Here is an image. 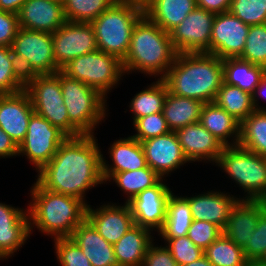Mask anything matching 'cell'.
I'll return each instance as SVG.
<instances>
[{
    "label": "cell",
    "mask_w": 266,
    "mask_h": 266,
    "mask_svg": "<svg viewBox=\"0 0 266 266\" xmlns=\"http://www.w3.org/2000/svg\"><path fill=\"white\" fill-rule=\"evenodd\" d=\"M11 47L0 46V95L13 94L25 88L14 78Z\"/></svg>",
    "instance_id": "cell-44"
},
{
    "label": "cell",
    "mask_w": 266,
    "mask_h": 266,
    "mask_svg": "<svg viewBox=\"0 0 266 266\" xmlns=\"http://www.w3.org/2000/svg\"><path fill=\"white\" fill-rule=\"evenodd\" d=\"M63 3L55 0H26L18 12L19 27L54 33L65 22Z\"/></svg>",
    "instance_id": "cell-20"
},
{
    "label": "cell",
    "mask_w": 266,
    "mask_h": 266,
    "mask_svg": "<svg viewBox=\"0 0 266 266\" xmlns=\"http://www.w3.org/2000/svg\"><path fill=\"white\" fill-rule=\"evenodd\" d=\"M261 265L266 266V254L262 258V260L259 262Z\"/></svg>",
    "instance_id": "cell-55"
},
{
    "label": "cell",
    "mask_w": 266,
    "mask_h": 266,
    "mask_svg": "<svg viewBox=\"0 0 266 266\" xmlns=\"http://www.w3.org/2000/svg\"><path fill=\"white\" fill-rule=\"evenodd\" d=\"M215 164L247 192L241 200H266V157L239 145L224 146Z\"/></svg>",
    "instance_id": "cell-7"
},
{
    "label": "cell",
    "mask_w": 266,
    "mask_h": 266,
    "mask_svg": "<svg viewBox=\"0 0 266 266\" xmlns=\"http://www.w3.org/2000/svg\"><path fill=\"white\" fill-rule=\"evenodd\" d=\"M142 266H178L166 246H157L151 243Z\"/></svg>",
    "instance_id": "cell-48"
},
{
    "label": "cell",
    "mask_w": 266,
    "mask_h": 266,
    "mask_svg": "<svg viewBox=\"0 0 266 266\" xmlns=\"http://www.w3.org/2000/svg\"><path fill=\"white\" fill-rule=\"evenodd\" d=\"M18 29V14L0 10V46L11 47Z\"/></svg>",
    "instance_id": "cell-47"
},
{
    "label": "cell",
    "mask_w": 266,
    "mask_h": 266,
    "mask_svg": "<svg viewBox=\"0 0 266 266\" xmlns=\"http://www.w3.org/2000/svg\"><path fill=\"white\" fill-rule=\"evenodd\" d=\"M104 183L115 182L123 193L126 194L128 203L141 191L155 186L162 178L148 165L135 171H124L119 173H102Z\"/></svg>",
    "instance_id": "cell-32"
},
{
    "label": "cell",
    "mask_w": 266,
    "mask_h": 266,
    "mask_svg": "<svg viewBox=\"0 0 266 266\" xmlns=\"http://www.w3.org/2000/svg\"><path fill=\"white\" fill-rule=\"evenodd\" d=\"M143 15L144 7L126 1H115L91 22L98 50L123 61L130 48L133 28Z\"/></svg>",
    "instance_id": "cell-5"
},
{
    "label": "cell",
    "mask_w": 266,
    "mask_h": 266,
    "mask_svg": "<svg viewBox=\"0 0 266 266\" xmlns=\"http://www.w3.org/2000/svg\"><path fill=\"white\" fill-rule=\"evenodd\" d=\"M203 102L196 99L177 96L167 92L163 115L170 131H176L186 125L199 122Z\"/></svg>",
    "instance_id": "cell-29"
},
{
    "label": "cell",
    "mask_w": 266,
    "mask_h": 266,
    "mask_svg": "<svg viewBox=\"0 0 266 266\" xmlns=\"http://www.w3.org/2000/svg\"><path fill=\"white\" fill-rule=\"evenodd\" d=\"M183 266H213V264L206 258L205 255H203L198 260H195L189 264L183 265Z\"/></svg>",
    "instance_id": "cell-53"
},
{
    "label": "cell",
    "mask_w": 266,
    "mask_h": 266,
    "mask_svg": "<svg viewBox=\"0 0 266 266\" xmlns=\"http://www.w3.org/2000/svg\"><path fill=\"white\" fill-rule=\"evenodd\" d=\"M26 0H0V10L18 14Z\"/></svg>",
    "instance_id": "cell-52"
},
{
    "label": "cell",
    "mask_w": 266,
    "mask_h": 266,
    "mask_svg": "<svg viewBox=\"0 0 266 266\" xmlns=\"http://www.w3.org/2000/svg\"><path fill=\"white\" fill-rule=\"evenodd\" d=\"M259 96L261 98L264 97V99L266 98V74L263 76L260 84L257 86V88L255 89V92L252 95L255 109L258 111H266L265 107L258 105L259 104L258 100L260 99Z\"/></svg>",
    "instance_id": "cell-51"
},
{
    "label": "cell",
    "mask_w": 266,
    "mask_h": 266,
    "mask_svg": "<svg viewBox=\"0 0 266 266\" xmlns=\"http://www.w3.org/2000/svg\"><path fill=\"white\" fill-rule=\"evenodd\" d=\"M222 230L213 223L193 220L187 236L203 251L209 247L221 234Z\"/></svg>",
    "instance_id": "cell-45"
},
{
    "label": "cell",
    "mask_w": 266,
    "mask_h": 266,
    "mask_svg": "<svg viewBox=\"0 0 266 266\" xmlns=\"http://www.w3.org/2000/svg\"><path fill=\"white\" fill-rule=\"evenodd\" d=\"M28 208L30 234L33 227L53 239L71 237L86 219L87 205L80 199L42 188L37 182L30 189ZM33 225V226H32Z\"/></svg>",
    "instance_id": "cell-3"
},
{
    "label": "cell",
    "mask_w": 266,
    "mask_h": 266,
    "mask_svg": "<svg viewBox=\"0 0 266 266\" xmlns=\"http://www.w3.org/2000/svg\"><path fill=\"white\" fill-rule=\"evenodd\" d=\"M94 135L67 137L37 173L44 189L85 201V192L103 184L102 152Z\"/></svg>",
    "instance_id": "cell-1"
},
{
    "label": "cell",
    "mask_w": 266,
    "mask_h": 266,
    "mask_svg": "<svg viewBox=\"0 0 266 266\" xmlns=\"http://www.w3.org/2000/svg\"><path fill=\"white\" fill-rule=\"evenodd\" d=\"M232 0H196V6L212 12L220 14L228 12L231 7Z\"/></svg>",
    "instance_id": "cell-49"
},
{
    "label": "cell",
    "mask_w": 266,
    "mask_h": 266,
    "mask_svg": "<svg viewBox=\"0 0 266 266\" xmlns=\"http://www.w3.org/2000/svg\"><path fill=\"white\" fill-rule=\"evenodd\" d=\"M24 210L0 203V260L19 251L30 237L28 208Z\"/></svg>",
    "instance_id": "cell-19"
},
{
    "label": "cell",
    "mask_w": 266,
    "mask_h": 266,
    "mask_svg": "<svg viewBox=\"0 0 266 266\" xmlns=\"http://www.w3.org/2000/svg\"><path fill=\"white\" fill-rule=\"evenodd\" d=\"M120 1L135 3V4H138L142 7H144L150 0H120Z\"/></svg>",
    "instance_id": "cell-54"
},
{
    "label": "cell",
    "mask_w": 266,
    "mask_h": 266,
    "mask_svg": "<svg viewBox=\"0 0 266 266\" xmlns=\"http://www.w3.org/2000/svg\"><path fill=\"white\" fill-rule=\"evenodd\" d=\"M141 144L147 165L162 179L189 162L174 131L141 141Z\"/></svg>",
    "instance_id": "cell-16"
},
{
    "label": "cell",
    "mask_w": 266,
    "mask_h": 266,
    "mask_svg": "<svg viewBox=\"0 0 266 266\" xmlns=\"http://www.w3.org/2000/svg\"><path fill=\"white\" fill-rule=\"evenodd\" d=\"M164 241L178 266L189 264L204 255V251L197 247L187 235L164 239Z\"/></svg>",
    "instance_id": "cell-41"
},
{
    "label": "cell",
    "mask_w": 266,
    "mask_h": 266,
    "mask_svg": "<svg viewBox=\"0 0 266 266\" xmlns=\"http://www.w3.org/2000/svg\"><path fill=\"white\" fill-rule=\"evenodd\" d=\"M214 13L199 7L172 29L170 39L177 53H210Z\"/></svg>",
    "instance_id": "cell-12"
},
{
    "label": "cell",
    "mask_w": 266,
    "mask_h": 266,
    "mask_svg": "<svg viewBox=\"0 0 266 266\" xmlns=\"http://www.w3.org/2000/svg\"><path fill=\"white\" fill-rule=\"evenodd\" d=\"M265 211V201L239 200L231 210L223 234L243 248L250 242L257 222Z\"/></svg>",
    "instance_id": "cell-23"
},
{
    "label": "cell",
    "mask_w": 266,
    "mask_h": 266,
    "mask_svg": "<svg viewBox=\"0 0 266 266\" xmlns=\"http://www.w3.org/2000/svg\"><path fill=\"white\" fill-rule=\"evenodd\" d=\"M86 220L112 245L135 225L127 202L122 206L116 203L103 204L97 209L88 205Z\"/></svg>",
    "instance_id": "cell-17"
},
{
    "label": "cell",
    "mask_w": 266,
    "mask_h": 266,
    "mask_svg": "<svg viewBox=\"0 0 266 266\" xmlns=\"http://www.w3.org/2000/svg\"><path fill=\"white\" fill-rule=\"evenodd\" d=\"M56 67L61 70L76 57L98 49L91 23L66 21L52 33Z\"/></svg>",
    "instance_id": "cell-11"
},
{
    "label": "cell",
    "mask_w": 266,
    "mask_h": 266,
    "mask_svg": "<svg viewBox=\"0 0 266 266\" xmlns=\"http://www.w3.org/2000/svg\"><path fill=\"white\" fill-rule=\"evenodd\" d=\"M11 49L26 58L39 75L60 71L55 63L52 33L19 27Z\"/></svg>",
    "instance_id": "cell-13"
},
{
    "label": "cell",
    "mask_w": 266,
    "mask_h": 266,
    "mask_svg": "<svg viewBox=\"0 0 266 266\" xmlns=\"http://www.w3.org/2000/svg\"><path fill=\"white\" fill-rule=\"evenodd\" d=\"M196 7V0H150L144 14L165 32L180 24Z\"/></svg>",
    "instance_id": "cell-28"
},
{
    "label": "cell",
    "mask_w": 266,
    "mask_h": 266,
    "mask_svg": "<svg viewBox=\"0 0 266 266\" xmlns=\"http://www.w3.org/2000/svg\"><path fill=\"white\" fill-rule=\"evenodd\" d=\"M34 113L29 94L22 90L0 95V128L19 146L27 134Z\"/></svg>",
    "instance_id": "cell-18"
},
{
    "label": "cell",
    "mask_w": 266,
    "mask_h": 266,
    "mask_svg": "<svg viewBox=\"0 0 266 266\" xmlns=\"http://www.w3.org/2000/svg\"><path fill=\"white\" fill-rule=\"evenodd\" d=\"M177 54L170 34L144 14L133 28L130 48L122 61L124 73L137 71L163 80Z\"/></svg>",
    "instance_id": "cell-4"
},
{
    "label": "cell",
    "mask_w": 266,
    "mask_h": 266,
    "mask_svg": "<svg viewBox=\"0 0 266 266\" xmlns=\"http://www.w3.org/2000/svg\"><path fill=\"white\" fill-rule=\"evenodd\" d=\"M67 77L81 81L99 91L107 93L117 86L124 73L122 61L100 50L87 53L71 60L60 70Z\"/></svg>",
    "instance_id": "cell-8"
},
{
    "label": "cell",
    "mask_w": 266,
    "mask_h": 266,
    "mask_svg": "<svg viewBox=\"0 0 266 266\" xmlns=\"http://www.w3.org/2000/svg\"><path fill=\"white\" fill-rule=\"evenodd\" d=\"M245 24H266V0H232L229 10Z\"/></svg>",
    "instance_id": "cell-39"
},
{
    "label": "cell",
    "mask_w": 266,
    "mask_h": 266,
    "mask_svg": "<svg viewBox=\"0 0 266 266\" xmlns=\"http://www.w3.org/2000/svg\"><path fill=\"white\" fill-rule=\"evenodd\" d=\"M24 90L29 94L36 114L48 120L67 137L81 135L70 124L59 82V71L37 76Z\"/></svg>",
    "instance_id": "cell-9"
},
{
    "label": "cell",
    "mask_w": 266,
    "mask_h": 266,
    "mask_svg": "<svg viewBox=\"0 0 266 266\" xmlns=\"http://www.w3.org/2000/svg\"><path fill=\"white\" fill-rule=\"evenodd\" d=\"M238 145L266 157V111H253L240 123Z\"/></svg>",
    "instance_id": "cell-34"
},
{
    "label": "cell",
    "mask_w": 266,
    "mask_h": 266,
    "mask_svg": "<svg viewBox=\"0 0 266 266\" xmlns=\"http://www.w3.org/2000/svg\"><path fill=\"white\" fill-rule=\"evenodd\" d=\"M224 68V82L239 87L243 91L253 95L266 74L265 67L252 64L240 58L222 59Z\"/></svg>",
    "instance_id": "cell-30"
},
{
    "label": "cell",
    "mask_w": 266,
    "mask_h": 266,
    "mask_svg": "<svg viewBox=\"0 0 266 266\" xmlns=\"http://www.w3.org/2000/svg\"><path fill=\"white\" fill-rule=\"evenodd\" d=\"M191 208L193 220L206 221L215 224L224 230L232 208L241 200V197L230 193L208 191L191 197L185 196Z\"/></svg>",
    "instance_id": "cell-22"
},
{
    "label": "cell",
    "mask_w": 266,
    "mask_h": 266,
    "mask_svg": "<svg viewBox=\"0 0 266 266\" xmlns=\"http://www.w3.org/2000/svg\"><path fill=\"white\" fill-rule=\"evenodd\" d=\"M192 221L188 200L172 192L167 202L166 220L158 235L163 239L186 236Z\"/></svg>",
    "instance_id": "cell-31"
},
{
    "label": "cell",
    "mask_w": 266,
    "mask_h": 266,
    "mask_svg": "<svg viewBox=\"0 0 266 266\" xmlns=\"http://www.w3.org/2000/svg\"><path fill=\"white\" fill-rule=\"evenodd\" d=\"M175 133L189 163L204 160L214 164L224 148L199 122L186 125Z\"/></svg>",
    "instance_id": "cell-21"
},
{
    "label": "cell",
    "mask_w": 266,
    "mask_h": 266,
    "mask_svg": "<svg viewBox=\"0 0 266 266\" xmlns=\"http://www.w3.org/2000/svg\"><path fill=\"white\" fill-rule=\"evenodd\" d=\"M54 243L57 260L61 266H92L71 237L56 238Z\"/></svg>",
    "instance_id": "cell-42"
},
{
    "label": "cell",
    "mask_w": 266,
    "mask_h": 266,
    "mask_svg": "<svg viewBox=\"0 0 266 266\" xmlns=\"http://www.w3.org/2000/svg\"><path fill=\"white\" fill-rule=\"evenodd\" d=\"M249 28L230 11L216 14L212 25L210 54L220 59L239 57L244 50Z\"/></svg>",
    "instance_id": "cell-15"
},
{
    "label": "cell",
    "mask_w": 266,
    "mask_h": 266,
    "mask_svg": "<svg viewBox=\"0 0 266 266\" xmlns=\"http://www.w3.org/2000/svg\"><path fill=\"white\" fill-rule=\"evenodd\" d=\"M213 266H248L243 248L229 240L223 233L204 250Z\"/></svg>",
    "instance_id": "cell-36"
},
{
    "label": "cell",
    "mask_w": 266,
    "mask_h": 266,
    "mask_svg": "<svg viewBox=\"0 0 266 266\" xmlns=\"http://www.w3.org/2000/svg\"><path fill=\"white\" fill-rule=\"evenodd\" d=\"M55 1H58V2H61V3H63V2H64V0H55Z\"/></svg>",
    "instance_id": "cell-57"
},
{
    "label": "cell",
    "mask_w": 266,
    "mask_h": 266,
    "mask_svg": "<svg viewBox=\"0 0 266 266\" xmlns=\"http://www.w3.org/2000/svg\"><path fill=\"white\" fill-rule=\"evenodd\" d=\"M245 42L238 58L266 67V24L251 25Z\"/></svg>",
    "instance_id": "cell-38"
},
{
    "label": "cell",
    "mask_w": 266,
    "mask_h": 266,
    "mask_svg": "<svg viewBox=\"0 0 266 266\" xmlns=\"http://www.w3.org/2000/svg\"><path fill=\"white\" fill-rule=\"evenodd\" d=\"M109 153L113 163L108 164L102 154V173L135 171L147 166L141 142L131 136L115 140Z\"/></svg>",
    "instance_id": "cell-25"
},
{
    "label": "cell",
    "mask_w": 266,
    "mask_h": 266,
    "mask_svg": "<svg viewBox=\"0 0 266 266\" xmlns=\"http://www.w3.org/2000/svg\"><path fill=\"white\" fill-rule=\"evenodd\" d=\"M71 238L77 243L92 266H119L114 247L85 219Z\"/></svg>",
    "instance_id": "cell-24"
},
{
    "label": "cell",
    "mask_w": 266,
    "mask_h": 266,
    "mask_svg": "<svg viewBox=\"0 0 266 266\" xmlns=\"http://www.w3.org/2000/svg\"><path fill=\"white\" fill-rule=\"evenodd\" d=\"M151 232L148 228L134 225L113 245L119 266H142L154 241Z\"/></svg>",
    "instance_id": "cell-27"
},
{
    "label": "cell",
    "mask_w": 266,
    "mask_h": 266,
    "mask_svg": "<svg viewBox=\"0 0 266 266\" xmlns=\"http://www.w3.org/2000/svg\"><path fill=\"white\" fill-rule=\"evenodd\" d=\"M117 0H64L63 9L67 21L91 23Z\"/></svg>",
    "instance_id": "cell-37"
},
{
    "label": "cell",
    "mask_w": 266,
    "mask_h": 266,
    "mask_svg": "<svg viewBox=\"0 0 266 266\" xmlns=\"http://www.w3.org/2000/svg\"><path fill=\"white\" fill-rule=\"evenodd\" d=\"M214 102L240 123L256 110L251 94L225 82L218 90Z\"/></svg>",
    "instance_id": "cell-35"
},
{
    "label": "cell",
    "mask_w": 266,
    "mask_h": 266,
    "mask_svg": "<svg viewBox=\"0 0 266 266\" xmlns=\"http://www.w3.org/2000/svg\"><path fill=\"white\" fill-rule=\"evenodd\" d=\"M18 156V146L9 135L0 128V158Z\"/></svg>",
    "instance_id": "cell-50"
},
{
    "label": "cell",
    "mask_w": 266,
    "mask_h": 266,
    "mask_svg": "<svg viewBox=\"0 0 266 266\" xmlns=\"http://www.w3.org/2000/svg\"><path fill=\"white\" fill-rule=\"evenodd\" d=\"M163 180L165 179L141 191L128 202L135 225L157 232L163 227L166 220L167 202L172 193Z\"/></svg>",
    "instance_id": "cell-14"
},
{
    "label": "cell",
    "mask_w": 266,
    "mask_h": 266,
    "mask_svg": "<svg viewBox=\"0 0 266 266\" xmlns=\"http://www.w3.org/2000/svg\"><path fill=\"white\" fill-rule=\"evenodd\" d=\"M248 266H263L260 263H249Z\"/></svg>",
    "instance_id": "cell-56"
},
{
    "label": "cell",
    "mask_w": 266,
    "mask_h": 266,
    "mask_svg": "<svg viewBox=\"0 0 266 266\" xmlns=\"http://www.w3.org/2000/svg\"><path fill=\"white\" fill-rule=\"evenodd\" d=\"M11 65L14 78L26 88L39 74L33 69L31 63L11 49Z\"/></svg>",
    "instance_id": "cell-46"
},
{
    "label": "cell",
    "mask_w": 266,
    "mask_h": 266,
    "mask_svg": "<svg viewBox=\"0 0 266 266\" xmlns=\"http://www.w3.org/2000/svg\"><path fill=\"white\" fill-rule=\"evenodd\" d=\"M249 263H259L266 254V211L260 216L250 242L243 247Z\"/></svg>",
    "instance_id": "cell-43"
},
{
    "label": "cell",
    "mask_w": 266,
    "mask_h": 266,
    "mask_svg": "<svg viewBox=\"0 0 266 266\" xmlns=\"http://www.w3.org/2000/svg\"><path fill=\"white\" fill-rule=\"evenodd\" d=\"M199 123L224 146L238 145L240 122L215 102L203 104Z\"/></svg>",
    "instance_id": "cell-26"
},
{
    "label": "cell",
    "mask_w": 266,
    "mask_h": 266,
    "mask_svg": "<svg viewBox=\"0 0 266 266\" xmlns=\"http://www.w3.org/2000/svg\"><path fill=\"white\" fill-rule=\"evenodd\" d=\"M133 125L136 133L131 135V137L137 139L139 142L170 132L163 112L138 118L133 122Z\"/></svg>",
    "instance_id": "cell-40"
},
{
    "label": "cell",
    "mask_w": 266,
    "mask_h": 266,
    "mask_svg": "<svg viewBox=\"0 0 266 266\" xmlns=\"http://www.w3.org/2000/svg\"><path fill=\"white\" fill-rule=\"evenodd\" d=\"M168 91L165 81L157 79L146 89L134 95L129 104V109L134 115L133 122L138 118L163 112V105Z\"/></svg>",
    "instance_id": "cell-33"
},
{
    "label": "cell",
    "mask_w": 266,
    "mask_h": 266,
    "mask_svg": "<svg viewBox=\"0 0 266 266\" xmlns=\"http://www.w3.org/2000/svg\"><path fill=\"white\" fill-rule=\"evenodd\" d=\"M59 82L70 124L81 135H94L107 115V100L99 91L59 71Z\"/></svg>",
    "instance_id": "cell-6"
},
{
    "label": "cell",
    "mask_w": 266,
    "mask_h": 266,
    "mask_svg": "<svg viewBox=\"0 0 266 266\" xmlns=\"http://www.w3.org/2000/svg\"><path fill=\"white\" fill-rule=\"evenodd\" d=\"M163 80L172 94L214 102L224 82L222 59L205 52L178 53Z\"/></svg>",
    "instance_id": "cell-2"
},
{
    "label": "cell",
    "mask_w": 266,
    "mask_h": 266,
    "mask_svg": "<svg viewBox=\"0 0 266 266\" xmlns=\"http://www.w3.org/2000/svg\"><path fill=\"white\" fill-rule=\"evenodd\" d=\"M67 136L35 112L31 115L27 134L18 146V156L26 155L38 172L56 154Z\"/></svg>",
    "instance_id": "cell-10"
}]
</instances>
